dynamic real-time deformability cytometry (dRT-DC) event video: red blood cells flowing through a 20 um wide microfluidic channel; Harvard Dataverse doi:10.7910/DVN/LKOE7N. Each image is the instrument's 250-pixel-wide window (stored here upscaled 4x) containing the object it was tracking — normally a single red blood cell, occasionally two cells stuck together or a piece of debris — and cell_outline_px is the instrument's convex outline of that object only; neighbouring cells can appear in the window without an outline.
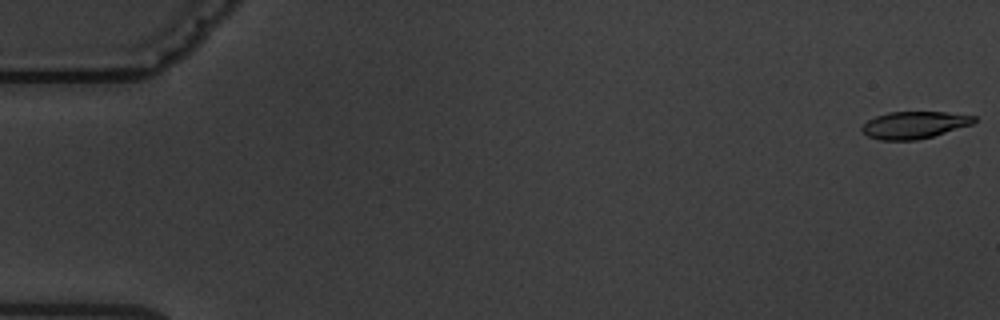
{"species": "common noctule bat (a hibernating species)", "species_latin": "Nyctalus noctula", "temperature_condition": "warm", "stored_images_in_passage": 5, "camera_frame_rate_fps": 3000, "um_per_image_px": 0.085, "animal": {"sex": "male", "body_mass_g": 19.5, "forearm_length_mm": 54.6}, "frame": {"image": 1, "passage_image": 1, "time_ms": 0.0, "image_size_px": [1000, 320], "cell_outline_px": [[976, 120], [972, 124], [932, 136], [916, 140], [880, 140], [868, 136], [860, 128], [868, 120], [876, 116], [888, 112], [948, 112], [976, 116]], "centroid_in_image_um": [77.71, 10.61], "position_along_channel_um": 7.3, "area_um2": 17.57}}
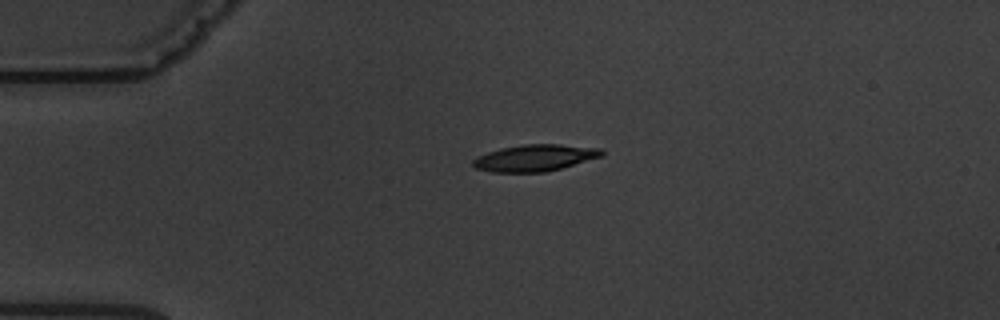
{"frame": {"image": 2, "passage_image": 4, "time_ms": 4.333, "image_size_px": [1000, 320], "cell_outline_px": [[604, 156], [560, 168], [544, 172], [492, 172], [476, 168], [472, 164], [472, 160], [476, 156], [500, 148], [524, 144], [560, 144], [600, 148], [604, 152]], "centroid_in_image_um": [45.46, 13.41], "position_along_channel_um": 39.5, "area_um2": 20.0}}